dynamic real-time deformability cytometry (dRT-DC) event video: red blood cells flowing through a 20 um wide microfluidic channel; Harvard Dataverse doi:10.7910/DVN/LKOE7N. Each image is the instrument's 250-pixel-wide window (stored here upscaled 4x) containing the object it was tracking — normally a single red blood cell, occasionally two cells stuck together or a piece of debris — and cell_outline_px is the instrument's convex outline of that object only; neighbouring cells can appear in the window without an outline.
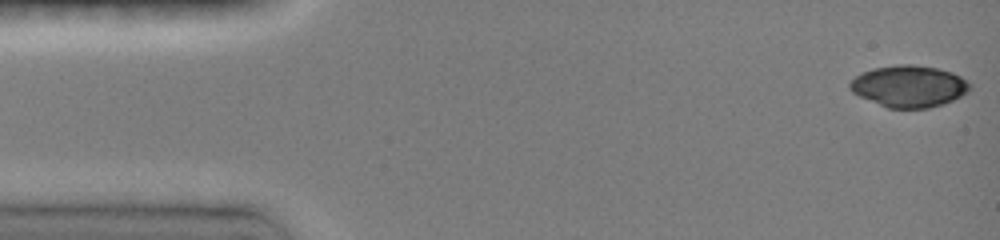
{"species": "common noctule bat (a hibernating species)", "species_latin": "Nyctalus noctula", "temperature_condition": "room temperature", "stored_images_in_passage": 6, "camera_frame_rate_fps": 3000, "um_per_image_px": 0.085, "animal": {"sex": "female", "body_mass_g": 19.0, "forearm_length_mm": 51.5}, "frame": {"image": 1, "passage_image": 1, "time_ms": 0.0, "image_size_px": [1000, 240], "cell_outline_px": [[972, 88], [968, 92], [944, 104], [928, 108], [888, 108], [860, 96], [852, 92], [848, 88], [848, 84], [860, 72], [872, 68], [896, 64], [912, 64], [936, 68], [952, 72], [960, 76], [972, 84]], "centroid_in_image_um": [77.26, 7.32], "position_along_channel_um": 7.7, "area_um2": 29.3}}